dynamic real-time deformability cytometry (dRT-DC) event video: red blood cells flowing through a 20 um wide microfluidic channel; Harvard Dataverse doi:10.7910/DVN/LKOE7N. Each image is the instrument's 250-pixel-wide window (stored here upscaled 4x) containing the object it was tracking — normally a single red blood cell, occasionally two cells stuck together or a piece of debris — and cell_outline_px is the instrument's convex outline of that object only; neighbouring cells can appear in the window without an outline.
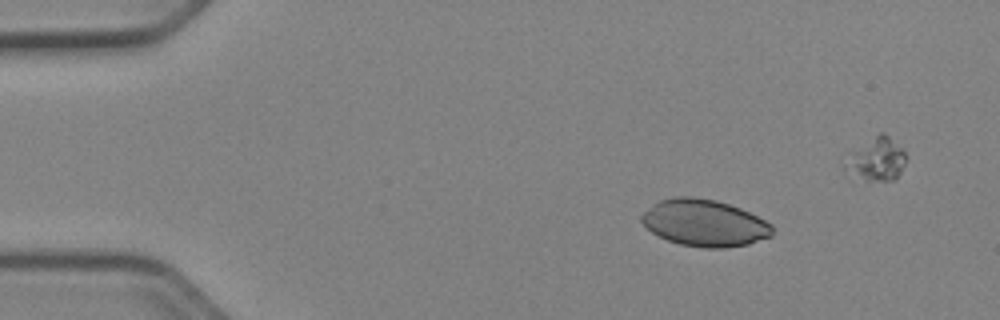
{"species": "Egyptian fruit bat (a non-hibernating species)", "species_latin": "Rousettus aegyptiacus", "temperature_condition": "cold", "stored_images_in_passage": 38, "camera_frame_rate_fps": 3000, "um_per_image_px": 0.085, "animal": {"sex": "female"}, "frame": {"image": 1, "passage_image": 1, "time_ms": 0.0, "image_size_px": [1000, 320], "cell_outline_px": [[772, 236], [748, 244], [724, 248], [704, 248], [680, 244], [668, 240], [652, 232], [640, 220], [640, 216], [652, 204], [660, 200], [676, 196], [692, 196], [716, 200], [740, 208], [772, 224]], "centroid_in_image_um": [59.87, 18.95], "position_along_channel_um": 25.1, "area_um2": 35.55}}
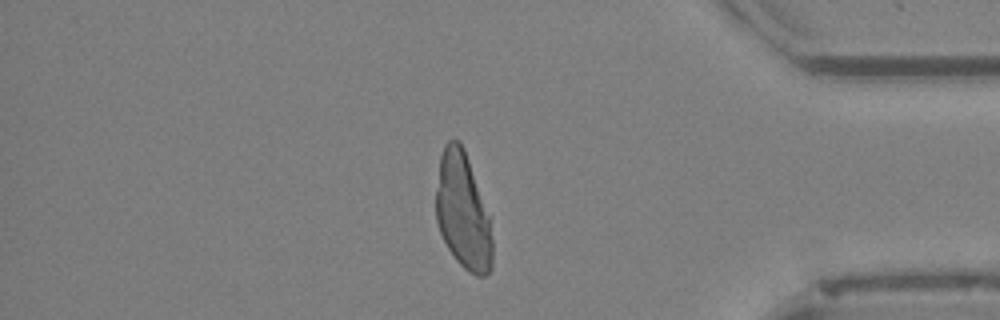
{"frame": {"image": 2, "passage_image": 37, "time_ms": 12.0, "image_size_px": [1000, 320], "cell_outline_px": [[492, 268], [484, 276], [476, 276], [468, 272], [456, 260], [448, 248], [440, 232], [436, 220], [436, 192], [440, 156], [444, 144], [448, 140], [460, 140], [464, 148], [488, 216], [492, 240]], "centroid_in_image_um": [39.32, 17.98], "position_along_channel_um": 395.9, "area_um2": 37.74}}